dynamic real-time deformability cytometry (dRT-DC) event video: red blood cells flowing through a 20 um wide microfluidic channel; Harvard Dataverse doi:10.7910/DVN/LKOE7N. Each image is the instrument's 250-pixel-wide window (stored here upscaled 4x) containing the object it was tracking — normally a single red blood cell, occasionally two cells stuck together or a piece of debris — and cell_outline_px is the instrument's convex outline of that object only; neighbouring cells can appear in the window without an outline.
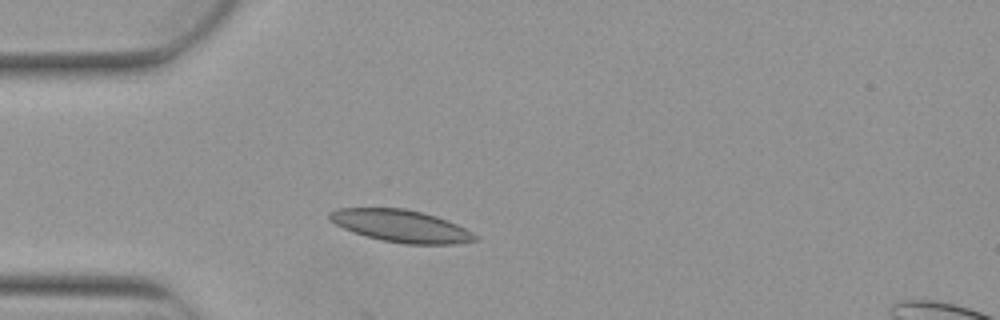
{"species": "Egyptian fruit bat (a non-hibernating species)", "species_latin": "Rousettus aegyptiacus", "temperature_condition": "warm", "stored_images_in_passage": 2, "camera_frame_rate_fps": 3000, "um_per_image_px": 0.085, "animal": {"sex": "female"}, "frame": {"image": 1, "passage_image": 1, "time_ms": 0.0, "image_size_px": [1000, 320], "cell_outline_px": [[480, 240], [456, 244], [408, 244], [380, 240], [364, 236], [352, 232], [328, 220], [328, 212], [336, 208], [404, 208], [424, 212], [448, 220], [480, 236]], "centroid_in_image_um": [34.09, 19.21], "position_along_channel_um": 50.9, "area_um2": 27.69}}